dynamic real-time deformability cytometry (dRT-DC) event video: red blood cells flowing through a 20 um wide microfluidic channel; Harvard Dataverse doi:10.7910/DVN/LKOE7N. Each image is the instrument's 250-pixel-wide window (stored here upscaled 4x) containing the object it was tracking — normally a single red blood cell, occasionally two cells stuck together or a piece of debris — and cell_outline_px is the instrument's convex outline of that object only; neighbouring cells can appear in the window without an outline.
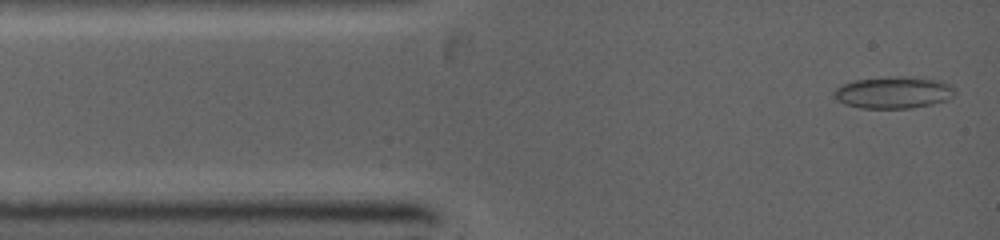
{"species": "common noctule bat (a hibernating species)", "species_latin": "Nyctalus noctula", "temperature_condition": "warm", "stored_images_in_passage": 23, "camera_frame_rate_fps": 5000, "um_per_image_px": 0.085, "animal": {"sex": "female", "body_mass_g": 19.0, "forearm_length_mm": 53.3}, "frame": {"image": 1, "passage_image": 1, "time_ms": 0.0, "image_size_px": [1000, 240], "cell_outline_px": [[956, 88], [944, 100], [932, 104], [912, 108], [860, 108], [844, 104], [836, 100], [832, 92], [840, 84], [856, 80], [888, 76], [912, 76], [944, 80], [952, 84]], "centroid_in_image_um": [75.92, 7.84], "position_along_channel_um": 9.1, "area_um2": 22.77}}
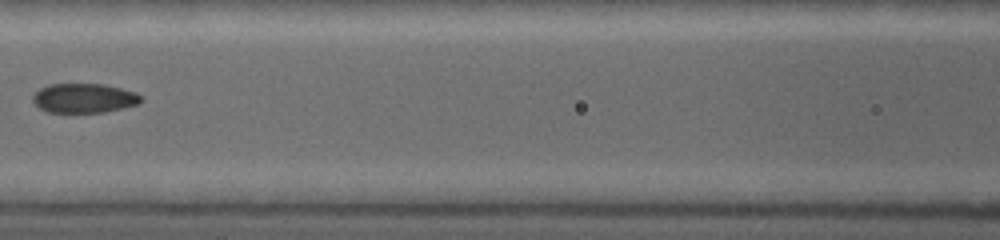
{"frame": {"image": 2, "passage_image": 14, "time_ms": 4.4, "image_size_px": [1000, 240], "cell_outline_px": [[140, 104], [104, 112], [48, 112], [40, 108], [32, 100], [32, 96], [40, 88], [48, 84], [104, 84], [136, 92], [140, 96]], "centroid_in_image_um": [7.13, 8.34], "position_along_channel_um": 159.5, "area_um2": 18.44}}
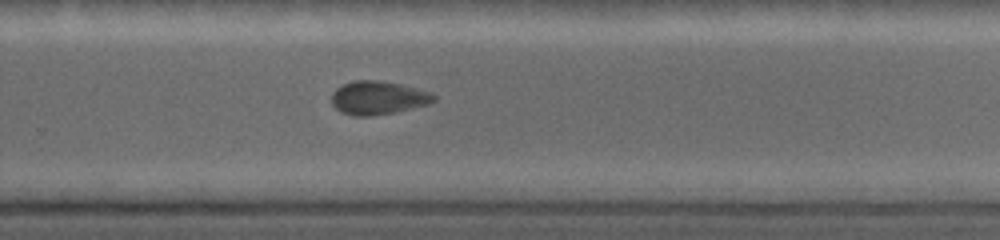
{"frame": {"image": 3, "passage_image": 23, "time_ms": 7.4, "image_size_px": [1000, 240], "cell_outline_px": [[436, 100], [428, 104], [392, 112], [368, 116], [352, 116], [340, 112], [332, 104], [332, 92], [336, 88], [344, 84], [356, 80], [380, 80], [400, 84], [432, 92], [436, 96]], "centroid_in_image_um": [32.12, 8.3], "position_along_channel_um": 297.7, "area_um2": 19.83}}